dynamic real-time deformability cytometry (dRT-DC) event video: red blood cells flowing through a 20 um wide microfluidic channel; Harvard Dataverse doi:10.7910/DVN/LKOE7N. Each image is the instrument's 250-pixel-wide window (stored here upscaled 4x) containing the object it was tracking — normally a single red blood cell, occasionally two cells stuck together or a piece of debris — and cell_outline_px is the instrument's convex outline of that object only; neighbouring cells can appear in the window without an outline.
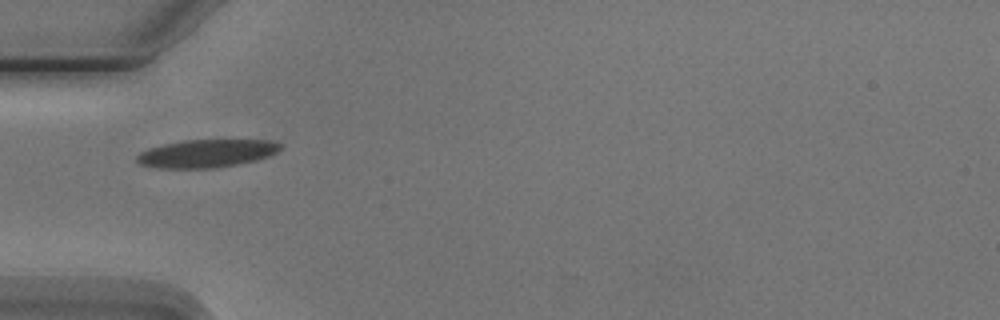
{"species": "Egyptian fruit bat (a non-hibernating species)", "species_latin": "Rousettus aegyptiacus", "temperature_condition": "cold", "stored_images_in_passage": 5, "camera_frame_rate_fps": 3000, "um_per_image_px": 0.085, "animal": {"sex": "male"}, "frame": {"image": 1, "passage_image": 1, "time_ms": 0.0, "image_size_px": [1000, 320], "cell_outline_px": [[280, 148], [276, 152], [268, 156], [256, 160], [236, 164], [212, 168], [156, 168], [140, 164], [136, 160], [136, 156], [140, 152], [148, 148], [164, 144], [184, 140], [272, 140], [280, 144]], "centroid_in_image_um": [17.52, 13.04], "position_along_channel_um": 67.5, "area_um2": 23.24}}
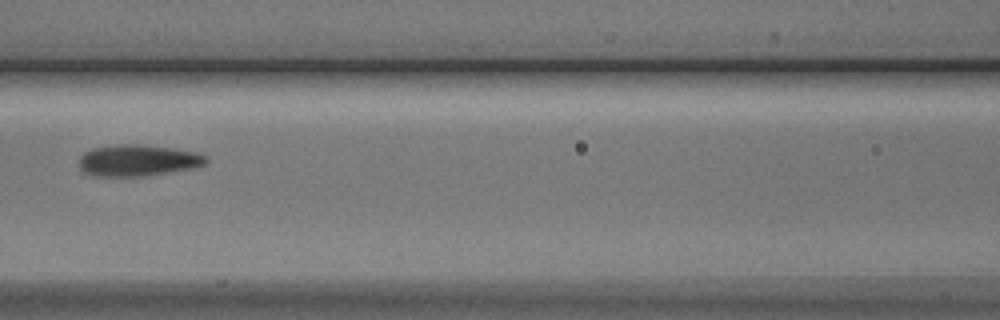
{"frame": {"image": 2, "passage_image": 3, "time_ms": 2.333, "image_size_px": [1000, 320], "cell_outline_px": [[208, 160], [204, 164], [192, 168], [144, 176], [92, 176], [84, 172], [80, 168], [80, 156], [84, 152], [92, 148], [116, 144], [144, 144], [200, 152], [208, 156]], "centroid_in_image_um": [11.73, 13.62], "position_along_channel_um": 154.9, "area_um2": 23.47}}
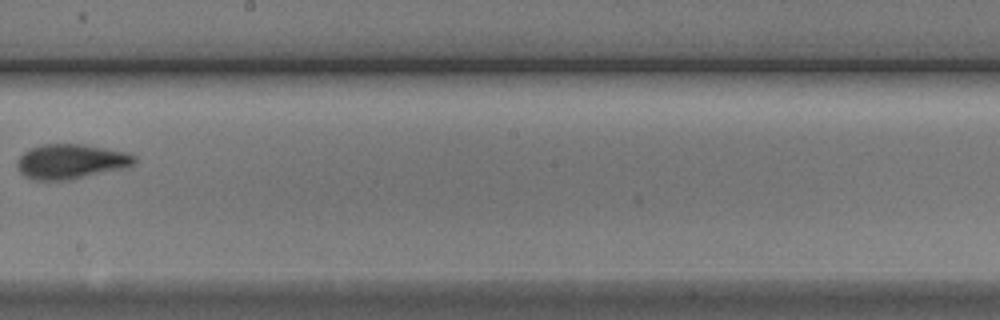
{"frame": {"image": 3, "passage_image": 5, "time_ms": 4.667, "image_size_px": [1000, 320], "cell_outline_px": [[136, 160], [132, 164], [124, 168], [72, 180], [32, 180], [24, 176], [16, 168], [16, 160], [24, 152], [32, 148], [44, 144], [84, 144], [128, 152], [136, 156]], "centroid_in_image_um": [6.01, 13.73], "position_along_channel_um": 242.2, "area_um2": 23.99}}